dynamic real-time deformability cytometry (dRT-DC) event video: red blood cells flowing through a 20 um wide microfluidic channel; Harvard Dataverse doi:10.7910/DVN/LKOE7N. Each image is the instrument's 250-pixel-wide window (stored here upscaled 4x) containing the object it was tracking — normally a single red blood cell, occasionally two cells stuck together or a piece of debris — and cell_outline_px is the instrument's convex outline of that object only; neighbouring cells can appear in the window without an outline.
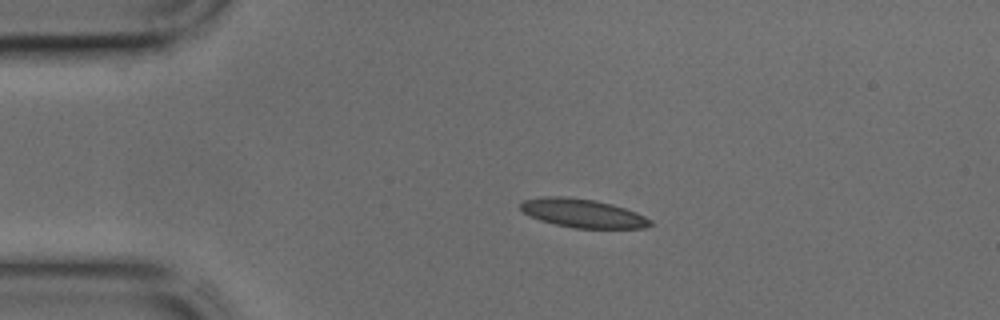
{"species": "common noctule bat (a hibernating species)", "species_latin": "Nyctalus noctula", "temperature_condition": "cold", "stored_images_in_passage": 35, "camera_frame_rate_fps": 3000, "um_per_image_px": 0.085, "animal": {"sex": "male", "body_mass_g": 17.9, "forearm_length_mm": 54.2}, "frame": {"image": 1, "passage_image": 1, "time_ms": 0.0, "image_size_px": [1000, 320], "cell_outline_px": [[652, 224], [644, 228], [572, 228], [540, 220], [524, 212], [520, 208], [520, 204], [524, 200], [544, 196], [564, 196], [596, 200], [612, 204], [636, 212], [652, 220]], "centroid_in_image_um": [49.54, 18.12], "position_along_channel_um": 35.5, "area_um2": 21.56}}
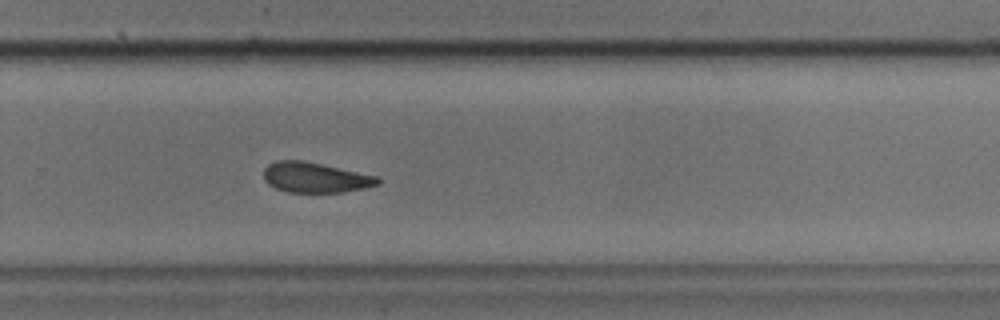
{"frame": {"image": 2, "passage_image": 21, "time_ms": 6.667, "image_size_px": [1000, 320], "cell_outline_px": [[380, 184], [364, 188], [344, 192], [288, 192], [276, 188], [268, 184], [264, 180], [264, 168], [268, 164], [276, 160], [300, 160], [320, 164], [376, 176], [380, 180]], "centroid_in_image_um": [26.76, 15.09], "position_along_channel_um": 303.0, "area_um2": 19.88}}
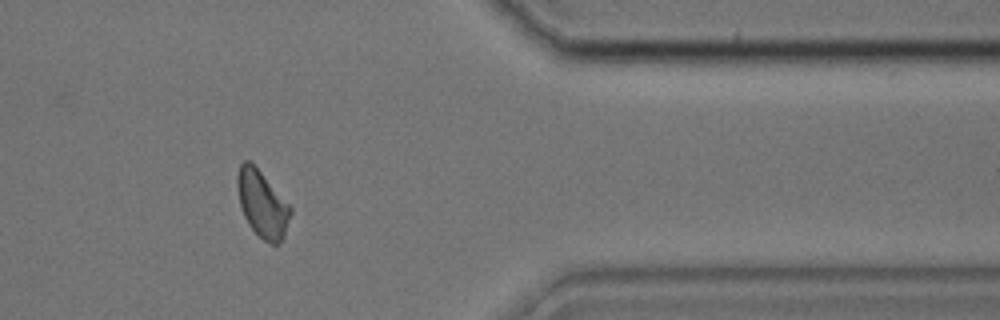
{"frame": {"image": 3, "passage_image": 28, "time_ms": 9.0, "image_size_px": [1000, 320], "cell_outline_px": [[292, 212], [284, 236], [280, 244], [272, 244], [264, 240], [248, 224], [244, 216], [240, 204], [236, 188], [236, 176], [240, 164], [244, 160], [248, 160], [260, 172], [292, 208]], "centroid_in_image_um": [22.28, 17.35], "position_along_channel_um": 389.1, "area_um2": 20.35}}